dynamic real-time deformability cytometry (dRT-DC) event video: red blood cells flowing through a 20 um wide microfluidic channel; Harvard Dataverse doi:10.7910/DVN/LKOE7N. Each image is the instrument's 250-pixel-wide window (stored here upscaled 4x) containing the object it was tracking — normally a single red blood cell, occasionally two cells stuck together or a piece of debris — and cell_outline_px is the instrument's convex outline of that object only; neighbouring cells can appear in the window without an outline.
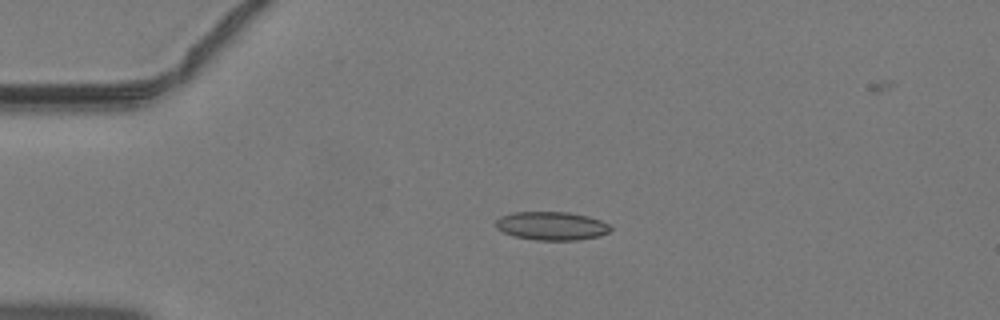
{"species": "common noctule bat (a hibernating species)", "species_latin": "Nyctalus noctula", "temperature_condition": "warm", "stored_images_in_passage": 31, "camera_frame_rate_fps": 3000, "um_per_image_px": 0.085, "animal": {"sex": "male", "body_mass_g": 19.2, "forearm_length_mm": 51.8}, "frame": {"image": 1, "passage_image": 2, "time_ms": 0.333, "image_size_px": [1000, 320], "cell_outline_px": [[612, 228], [608, 232], [600, 236], [576, 240], [536, 240], [516, 236], [504, 232], [496, 228], [496, 220], [500, 216], [512, 212], [568, 212], [588, 216], [600, 220], [608, 224]], "centroid_in_image_um": [46.89, 19.19], "position_along_channel_um": 38.1, "area_um2": 18.96}}
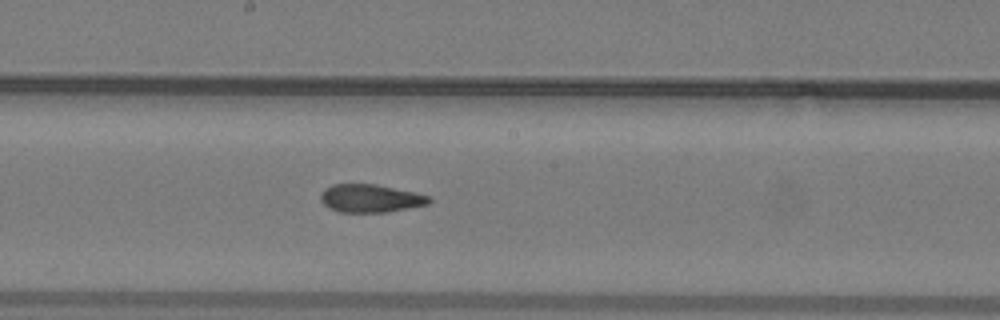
{"frame": {"image": 2, "passage_image": 16, "time_ms": 5.0, "image_size_px": [1000, 320], "cell_outline_px": [[432, 200], [428, 204], [384, 212], [340, 212], [328, 208], [320, 200], [320, 192], [324, 188], [332, 184], [376, 184], [416, 192], [432, 196]], "centroid_in_image_um": [31.47, 16.84], "position_along_channel_um": 216.7, "area_um2": 17.86}}
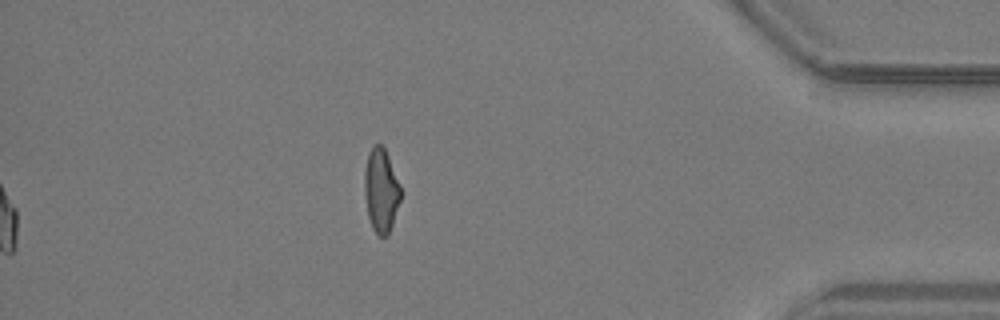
{"frame": {"image": 3, "passage_image": 31, "time_ms": 10.0, "image_size_px": [1000, 320], "cell_outline_px": [[400, 200], [388, 236], [380, 236], [372, 228], [368, 216], [364, 192], [364, 172], [368, 152], [372, 144], [380, 144], [384, 148], [388, 156], [400, 184]], "centroid_in_image_um": [32.37, 16.16], "position_along_channel_um": 402.8, "area_um2": 17.63}}